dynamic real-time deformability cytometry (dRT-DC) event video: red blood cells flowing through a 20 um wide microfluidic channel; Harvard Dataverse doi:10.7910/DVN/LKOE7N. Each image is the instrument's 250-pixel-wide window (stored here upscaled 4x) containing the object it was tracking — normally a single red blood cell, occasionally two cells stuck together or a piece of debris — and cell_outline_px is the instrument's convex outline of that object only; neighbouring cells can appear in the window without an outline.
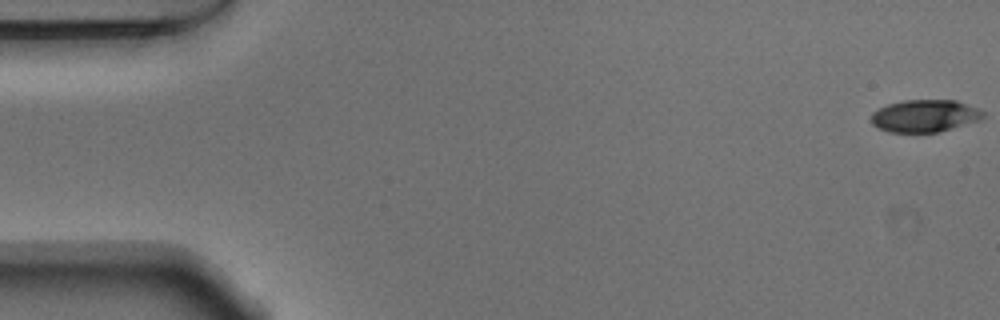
{"species": "Egyptian fruit bat (a non-hibernating species)", "species_latin": "Rousettus aegyptiacus", "temperature_condition": "warm", "stored_images_in_passage": 54, "camera_frame_rate_fps": 3000, "um_per_image_px": 0.085, "animal": {"sex": "male"}, "frame": {"image": 1, "passage_image": 1, "time_ms": 0.0, "image_size_px": [1000, 320], "cell_outline_px": [[984, 116], [980, 120], [940, 132], [888, 132], [872, 124], [872, 112], [888, 104], [904, 100], [956, 100], [976, 108], [984, 112]], "centroid_in_image_um": [78.61, 9.85], "position_along_channel_um": 6.4, "area_um2": 20.98}}
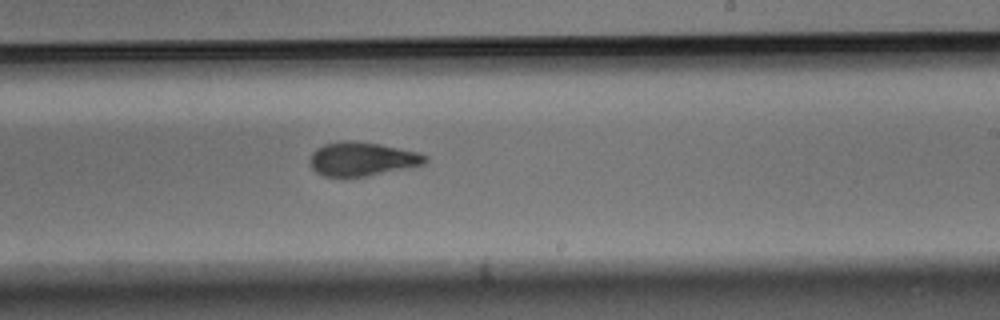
{"frame": {"image": 2, "passage_image": 32, "time_ms": 10.333, "image_size_px": [1000, 320], "cell_outline_px": [[428, 160], [424, 164], [368, 176], [324, 176], [316, 172], [308, 164], [308, 160], [312, 152], [316, 148], [324, 144], [344, 140], [352, 140], [380, 144], [420, 152], [428, 156]], "centroid_in_image_um": [30.76, 13.5], "position_along_channel_um": 258.2, "area_um2": 22.89}}
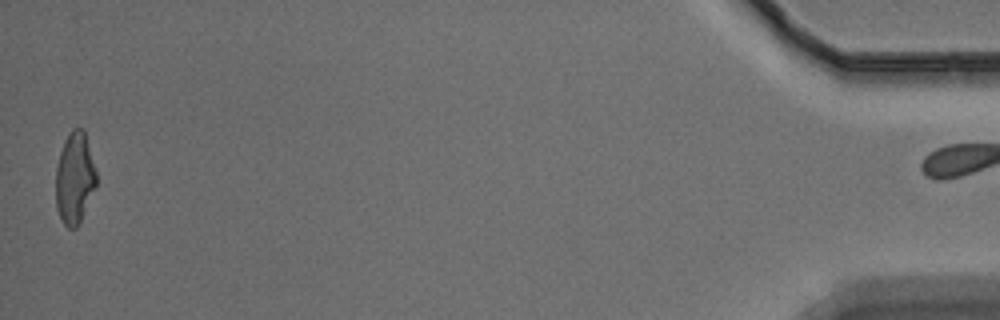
{"frame": {"image": 3, "passage_image": 53, "time_ms": 17.333, "image_size_px": [1000, 320], "cell_outline_px": [[96, 184], [80, 220], [76, 228], [68, 228], [64, 224], [56, 208], [56, 168], [60, 152], [64, 140], [68, 132], [72, 128], [84, 128], [96, 172]], "centroid_in_image_um": [6.33, 15.09], "position_along_channel_um": 428.9, "area_um2": 21.39}, "authors_computed_cell_mechanics": {"area_um2": 22.6287, "velocity_mm_per_s": 3.7998, "shape_relaxation_time_tau1_ms": 3.8464, "shape_relaxation_time_tau2_ms": 2.0697, "deformation_change_tau1": 0.1722, "deformation_change_tau2": 0.0807}}